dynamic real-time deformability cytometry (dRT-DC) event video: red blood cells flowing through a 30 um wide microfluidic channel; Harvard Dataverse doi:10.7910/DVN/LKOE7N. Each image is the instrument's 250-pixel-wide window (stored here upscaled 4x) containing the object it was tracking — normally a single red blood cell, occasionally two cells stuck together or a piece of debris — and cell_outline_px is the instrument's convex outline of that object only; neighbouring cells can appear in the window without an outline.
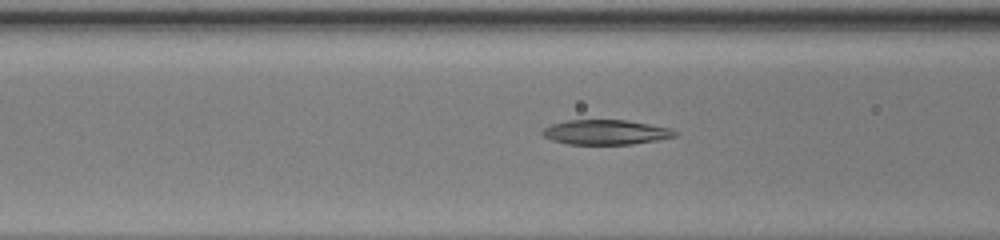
{"species": "common noctule bat (a hibernating species)", "species_latin": "Nyctalus noctula", "temperature_condition": "warm", "stored_images_in_passage": 50, "camera_frame_rate_fps": 3000, "um_per_image_px": 0.085, "animal": {"sex": "female", "body_mass_g": 20.0, "forearm_length_mm": 54.0}, "frame": {"image": 1, "passage_image": 21, "time_ms": 6.667, "image_size_px": [1000, 240], "cell_outline_px": [[680, 132], [676, 136], [656, 140], [632, 144], [568, 144], [552, 140], [544, 136], [540, 132], [544, 128], [552, 124], [568, 120], [624, 120], [672, 128]], "centroid_in_image_um": [51.5, 11.24], "position_along_channel_um": 115.1, "area_um2": 19.07}}
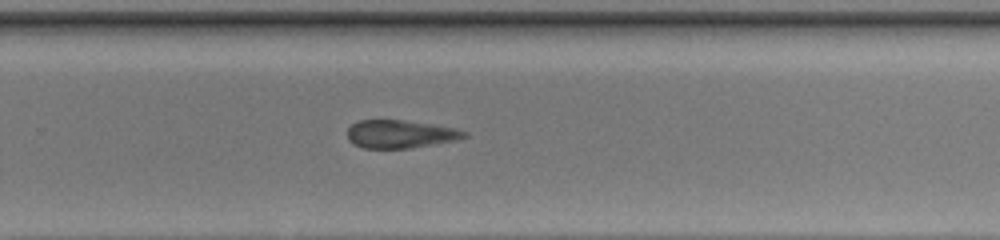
{"frame": {"image": 2, "passage_image": 34, "time_ms": 11.0, "image_size_px": [1000, 240], "cell_outline_px": [[468, 136], [456, 140], [412, 148], [364, 148], [352, 144], [348, 140], [348, 128], [352, 124], [360, 120], [404, 120], [432, 124], [456, 128], [468, 132]], "centroid_in_image_um": [34.03, 11.4], "position_along_channel_um": 295.8, "area_um2": 19.19}}
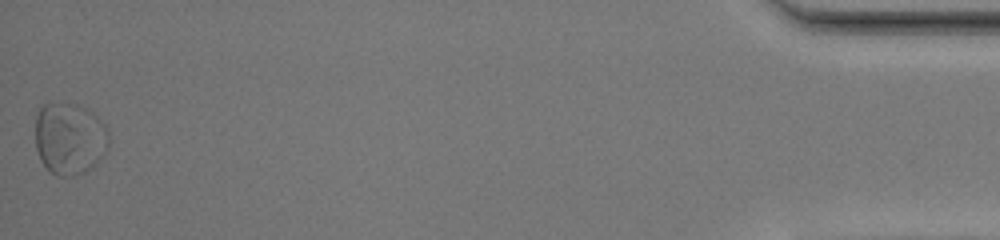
{"frame": {"image": 3, "passage_image": 50, "time_ms": 16.333, "image_size_px": [1000, 240], "cell_outline_px": [[108, 144], [104, 152], [96, 164], [92, 168], [84, 172], [72, 176], [56, 176], [48, 172], [40, 160], [36, 148], [36, 116], [40, 108], [44, 104], [76, 104], [88, 108], [104, 124], [108, 132]], "centroid_in_image_um": [5.9, 11.8], "position_along_channel_um": 429.3, "area_um2": 30.92}, "authors_computed_cell_mechanics": {"area_um2": 20.2589, "velocity_mm_per_s": 4.1764, "shape_relaxation_time_tau1_ms": 4.7633, "shape_relaxation_time_tau2_ms": 7.7815, "deformation_change_tau1": 0.1264, "deformation_change_tau2": 0.2071}}